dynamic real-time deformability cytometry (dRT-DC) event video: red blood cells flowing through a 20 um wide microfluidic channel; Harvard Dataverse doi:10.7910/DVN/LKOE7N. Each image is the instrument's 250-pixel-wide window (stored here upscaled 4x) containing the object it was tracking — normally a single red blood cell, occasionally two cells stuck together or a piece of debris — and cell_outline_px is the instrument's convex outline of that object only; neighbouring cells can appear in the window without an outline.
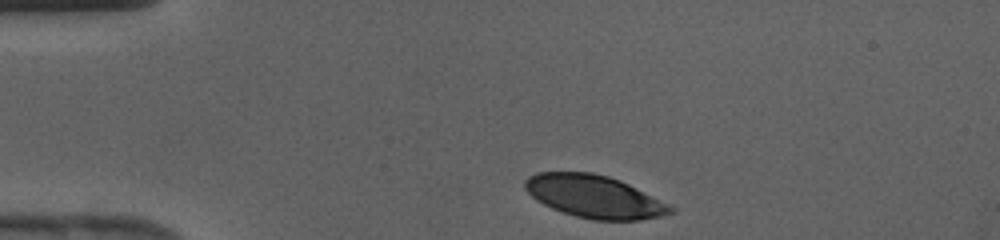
{"species": "human", "species_latin": "Homo sapiens", "temperature_condition": "cold", "stored_images_in_passage": 35, "camera_frame_rate_fps": 3000, "um_per_image_px": 0.085, "donor": {"sex": "female"}, "frame": {"image": 1, "passage_image": 1, "time_ms": 0.0, "image_size_px": [1000, 240], "cell_outline_px": [[676, 212], [660, 216], [640, 220], [592, 220], [576, 216], [552, 208], [536, 200], [524, 188], [524, 180], [528, 176], [536, 172], [592, 172], [608, 176], [620, 180], [676, 208]], "centroid_in_image_um": [50.51, 16.7], "position_along_channel_um": 34.5, "area_um2": 36.07}}
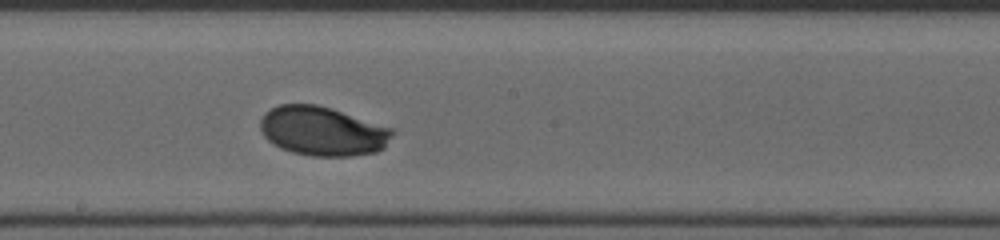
{"frame": {"image": 2, "passage_image": 16, "time_ms": 5.0, "image_size_px": [1000, 240], "cell_outline_px": [[396, 128], [392, 136], [384, 148], [376, 152], [352, 156], [312, 156], [292, 152], [280, 148], [272, 144], [264, 136], [260, 128], [260, 120], [264, 112], [280, 104], [316, 104], [332, 108]], "centroid_in_image_um": [27.45, 11.14], "position_along_channel_um": 220.8, "area_um2": 38.38}}
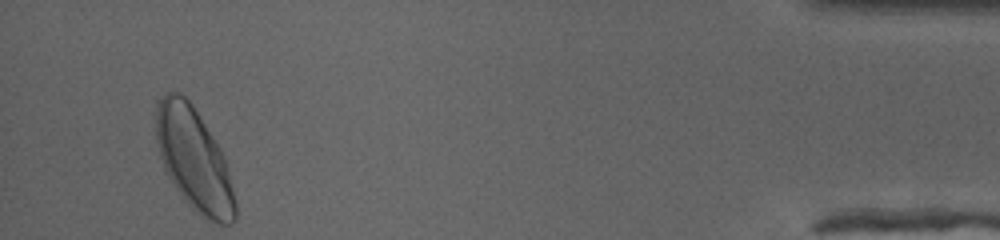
{"frame": {"image": 3, "passage_image": 33, "time_ms": 10.667, "image_size_px": [1000, 240], "cell_outline_px": [[236, 220], [232, 224], [212, 224], [204, 220], [184, 200], [168, 176], [164, 168], [160, 156], [156, 140], [156, 100], [168, 92], [180, 92], [192, 104], [220, 148], [224, 156], [236, 204]], "centroid_in_image_um": [16.48, 13.59], "position_along_channel_um": 418.7, "area_um2": 47.34}}